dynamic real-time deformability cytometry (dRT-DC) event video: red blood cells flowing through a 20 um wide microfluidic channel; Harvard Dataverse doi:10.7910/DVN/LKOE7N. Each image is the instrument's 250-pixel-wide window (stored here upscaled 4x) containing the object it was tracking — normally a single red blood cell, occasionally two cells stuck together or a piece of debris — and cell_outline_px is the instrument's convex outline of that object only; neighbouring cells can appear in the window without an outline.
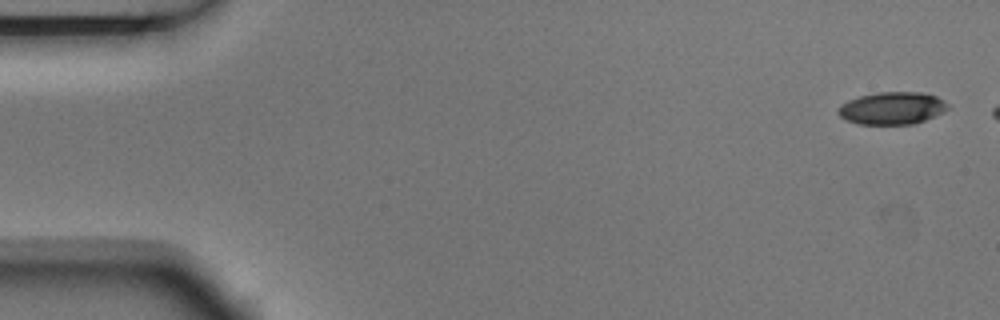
{"species": "Egyptian fruit bat (a non-hibernating species)", "species_latin": "Rousettus aegyptiacus", "temperature_condition": "room temperature", "stored_images_in_passage": 3, "camera_frame_rate_fps": 3000, "um_per_image_px": 0.085, "animal": {"sex": "male"}, "frame": {"image": 1, "passage_image": 1, "time_ms": 0.0, "image_size_px": [1000, 320], "cell_outline_px": [[948, 108], [924, 120], [912, 124], [856, 124], [844, 120], [836, 112], [836, 108], [840, 104], [848, 100], [860, 96], [880, 92], [924, 92], [936, 96], [944, 100], [948, 104]], "centroid_in_image_um": [75.76, 9.19], "position_along_channel_um": 9.2, "area_um2": 20.75}}